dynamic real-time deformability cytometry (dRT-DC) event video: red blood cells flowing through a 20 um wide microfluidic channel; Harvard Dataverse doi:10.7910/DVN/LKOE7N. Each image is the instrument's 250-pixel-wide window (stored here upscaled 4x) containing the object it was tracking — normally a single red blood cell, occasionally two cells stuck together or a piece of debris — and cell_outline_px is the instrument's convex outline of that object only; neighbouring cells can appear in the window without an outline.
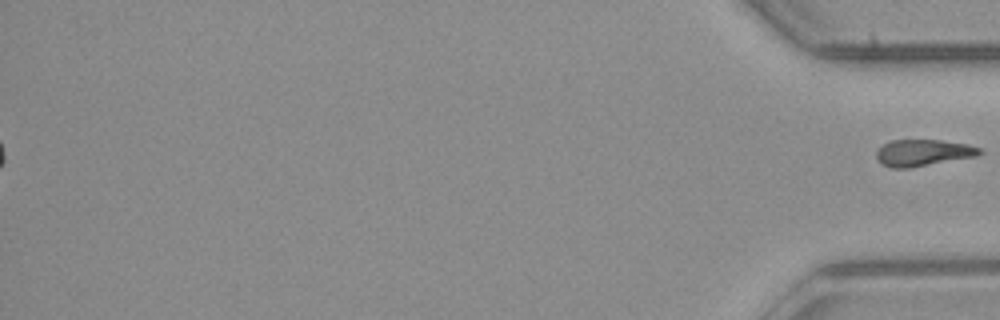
{"species": "common noctule bat (a hibernating species)", "species_latin": "Nyctalus noctula", "temperature_condition": "room temperature", "stored_images_in_passage": 42, "segment_of_instrument_passage": [2, 2], "camera_frame_rate_fps": 3000, "um_per_image_px": 0.085, "animal": {"sex": "male", "body_mass_g": 23.1, "forearm_length_mm": 52.7}, "frame": {"image": 1, "passage_image": 42, "time_ms": 13.667, "image_size_px": [1000, 320], "cell_outline_px": [[984, 152], [976, 156], [908, 168], [892, 168], [880, 164], [876, 156], [876, 152], [884, 144], [892, 140], [940, 140], [968, 144], [984, 148]], "centroid_in_image_um": [78.49, 12.98], "position_along_channel_um": 356.7, "area_um2": 16.01}}